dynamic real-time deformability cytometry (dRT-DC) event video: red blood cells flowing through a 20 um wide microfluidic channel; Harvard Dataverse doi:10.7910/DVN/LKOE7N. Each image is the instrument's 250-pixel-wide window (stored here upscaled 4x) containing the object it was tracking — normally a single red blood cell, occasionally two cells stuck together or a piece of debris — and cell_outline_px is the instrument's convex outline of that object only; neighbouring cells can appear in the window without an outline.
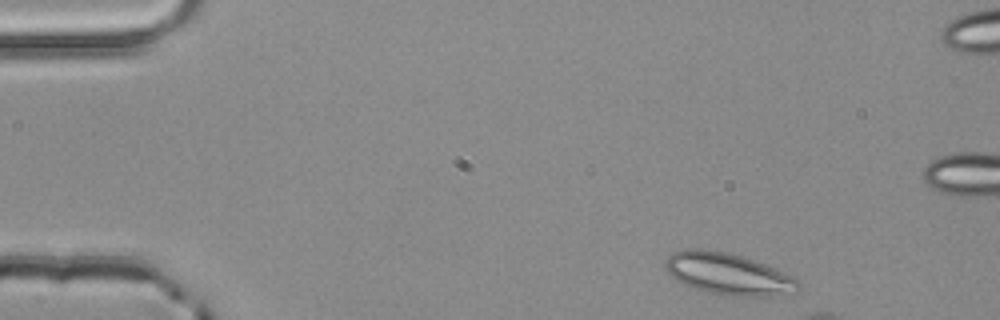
{"species": "common noctule bat (a hibernating species)", "species_latin": "Nyctalus noctula", "temperature_condition": "room temperature", "stored_images_in_passage": 6, "camera_frame_rate_fps": 3000, "um_per_image_px": 0.085, "animal": {"sex": "male", "body_mass_g": 20.4}, "frame": {"image": 1, "passage_image": 1, "time_ms": 0.0, "image_size_px": [1000, 320], "cell_outline_px": [[800, 288], [796, 292], [772, 296], [732, 296], [708, 292], [680, 284], [664, 268], [664, 260], [672, 252], [684, 248], [704, 248], [724, 252], [756, 260], [784, 272], [792, 276], [800, 284]], "centroid_in_image_um": [61.85, 23.27], "position_along_channel_um": 23.1, "area_um2": 32.6}}